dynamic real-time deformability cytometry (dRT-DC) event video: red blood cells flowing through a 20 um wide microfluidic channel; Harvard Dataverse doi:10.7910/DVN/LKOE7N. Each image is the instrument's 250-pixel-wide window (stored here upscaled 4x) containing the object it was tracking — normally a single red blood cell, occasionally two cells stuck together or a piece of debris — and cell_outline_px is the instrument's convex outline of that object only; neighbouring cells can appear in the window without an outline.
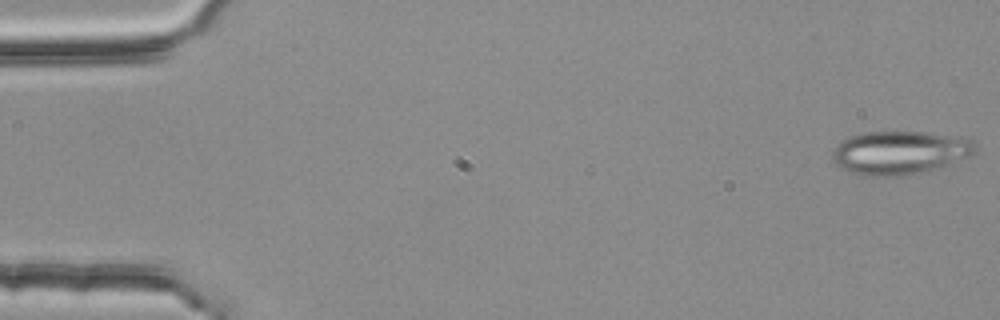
{"species": "common noctule bat (a hibernating species)", "species_latin": "Nyctalus noctula", "temperature_condition": "room temperature", "stored_images_in_passage": 55, "camera_frame_rate_fps": 3000, "um_per_image_px": 0.085, "animal": {"sex": "female", "body_mass_g": 25.1}, "frame": {"image": 1, "passage_image": 1, "time_ms": 0.0, "image_size_px": [1000, 320], "cell_outline_px": [[976, 152], [952, 164], [904, 176], [864, 176], [852, 172], [836, 164], [832, 160], [832, 152], [836, 144], [840, 140], [852, 136], [868, 132], [920, 132], [964, 136], [972, 140], [976, 144]], "centroid_in_image_um": [76.5, 12.97], "position_along_channel_um": 8.5, "area_um2": 36.3}}
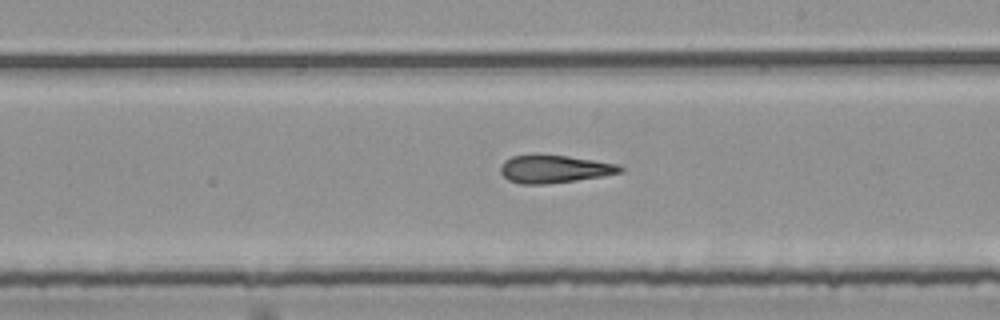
{"frame": {"image": 2, "passage_image": 31, "time_ms": 10.0, "image_size_px": [1000, 320], "cell_outline_px": [[624, 168], [620, 172], [604, 176], [576, 180], [544, 184], [520, 184], [508, 180], [500, 172], [500, 168], [504, 160], [512, 156], [532, 152], [568, 156], [616, 164]], "centroid_in_image_um": [47.04, 14.33], "position_along_channel_um": 242.0, "area_um2": 19.71}}
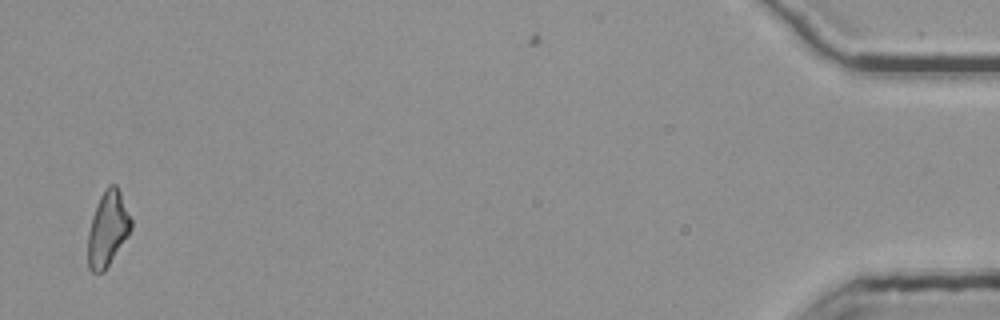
{"frame": {"image": 3, "passage_image": 53, "time_ms": 17.333, "image_size_px": [1000, 320], "cell_outline_px": [[132, 228], [128, 236], [104, 272], [92, 272], [88, 268], [88, 232], [92, 216], [100, 196], [104, 188], [108, 184], [116, 184], [120, 192], [132, 220]], "centroid_in_image_um": [9.16, 19.45], "position_along_channel_um": 426.0, "area_um2": 18.9}, "authors_computed_cell_mechanics": {"area_um2": 19.8254, "velocity_mm_per_s": 3.7827, "shape_relaxation_time_tau1_ms": null, "shape_relaxation_time_tau2_ms": 4.33, "deformation_change_tau1": null, "deformation_change_tau2": 0.171}}